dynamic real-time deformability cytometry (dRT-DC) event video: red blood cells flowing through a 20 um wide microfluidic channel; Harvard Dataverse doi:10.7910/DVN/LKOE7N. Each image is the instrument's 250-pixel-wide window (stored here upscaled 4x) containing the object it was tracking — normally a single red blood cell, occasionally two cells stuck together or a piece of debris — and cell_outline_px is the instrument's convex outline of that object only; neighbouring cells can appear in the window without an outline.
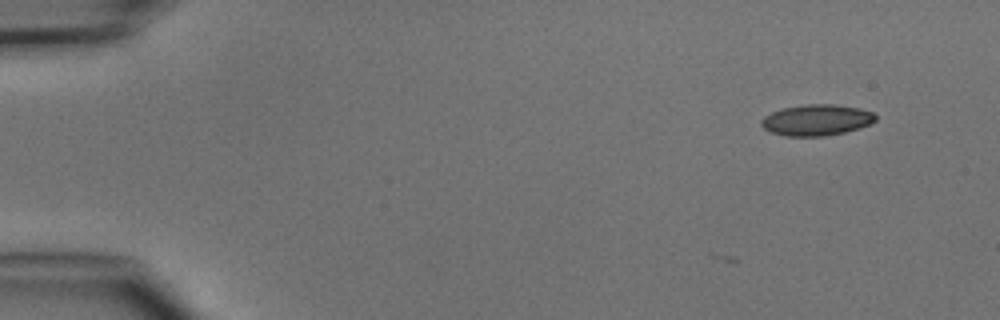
{"species": "common noctule bat (a hibernating species)", "species_latin": "Nyctalus noctula", "temperature_condition": "cold", "stored_images_in_passage": 4, "camera_frame_rate_fps": 3000, "um_per_image_px": 0.085, "animal": {"sex": "male", "body_mass_g": 15.6}, "frame": {"image": 1, "passage_image": 1, "time_ms": 0.0, "image_size_px": [1000, 320], "cell_outline_px": [[876, 120], [868, 124], [844, 132], [824, 136], [784, 136], [772, 132], [764, 128], [760, 124], [760, 120], [764, 116], [772, 112], [784, 108], [808, 104], [832, 104], [860, 108], [872, 112], [876, 116]], "centroid_in_image_um": [69.38, 10.2], "position_along_channel_um": 15.6, "area_um2": 20.46}}
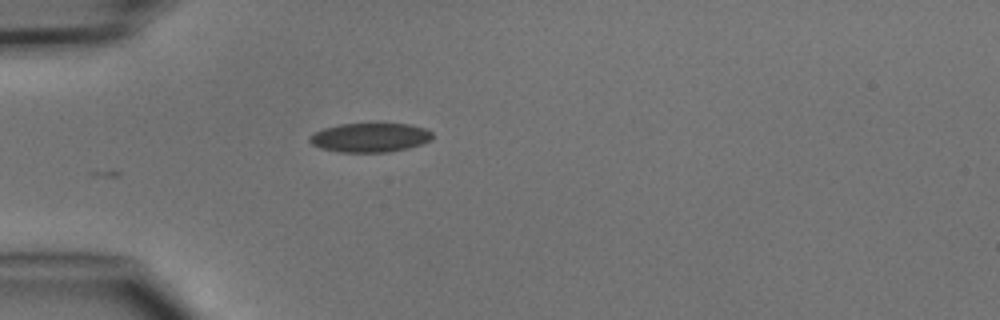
{"frame": {"image": 2, "passage_image": 4, "time_ms": 3.333, "image_size_px": [1000, 320], "cell_outline_px": [[432, 140], [408, 148], [388, 152], [340, 152], [320, 148], [312, 144], [308, 140], [308, 136], [312, 132], [324, 128], [340, 124], [408, 124], [424, 128], [432, 132]], "centroid_in_image_um": [31.41, 11.69], "position_along_channel_um": 53.6, "area_um2": 20.87}}